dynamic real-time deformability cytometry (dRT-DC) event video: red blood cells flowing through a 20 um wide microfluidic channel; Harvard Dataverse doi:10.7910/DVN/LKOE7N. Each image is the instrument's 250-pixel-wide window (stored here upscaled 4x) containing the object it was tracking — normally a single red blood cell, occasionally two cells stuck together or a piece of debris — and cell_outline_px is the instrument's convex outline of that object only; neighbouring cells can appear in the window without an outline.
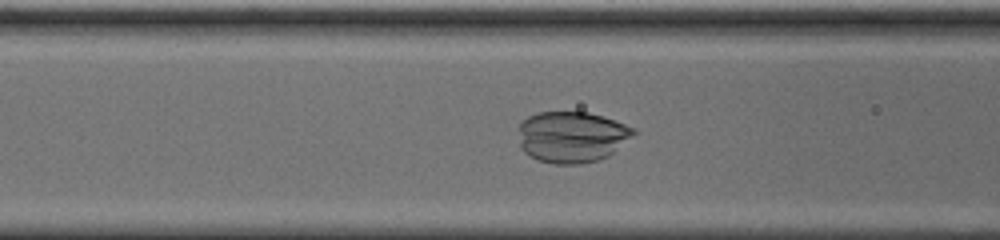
{"species": "common noctule bat (a hibernating species)", "species_latin": "Nyctalus noctula", "temperature_condition": "cold", "stored_images_in_passage": 45, "camera_frame_rate_fps": 3000, "um_per_image_px": 0.085, "animal": {"sex": "male", "body_mass_g": 20.0, "forearm_length_mm": 53.3}, "frame": {"image": 1, "passage_image": 20, "time_ms": 6.333, "image_size_px": [1000, 240], "cell_outline_px": [[636, 132], [632, 136], [608, 156], [596, 160], [580, 164], [556, 164], [536, 160], [524, 152], [520, 148], [520, 124], [528, 116], [536, 112], [588, 112], [636, 128]], "centroid_in_image_um": [48.58, 11.64], "position_along_channel_um": 118.0, "area_um2": 34.1}}
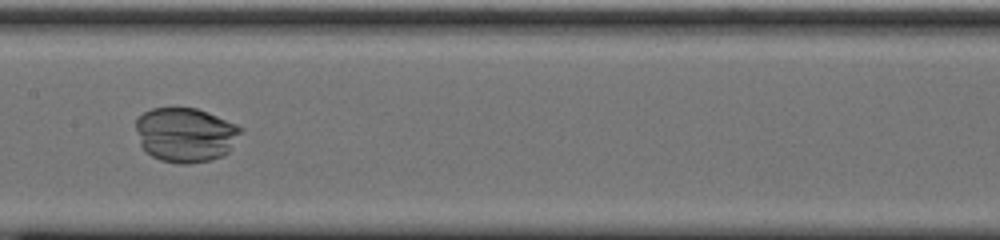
{"frame": {"image": 2, "passage_image": 26, "time_ms": 8.333, "image_size_px": [1000, 240], "cell_outline_px": [[244, 128], [228, 152], [224, 156], [212, 160], [188, 164], [180, 164], [160, 160], [152, 156], [140, 144], [136, 128], [136, 120], [144, 112], [152, 108], [196, 108], [236, 124]], "centroid_in_image_um": [15.78, 11.47], "position_along_channel_um": 191.6, "area_um2": 33.18}}
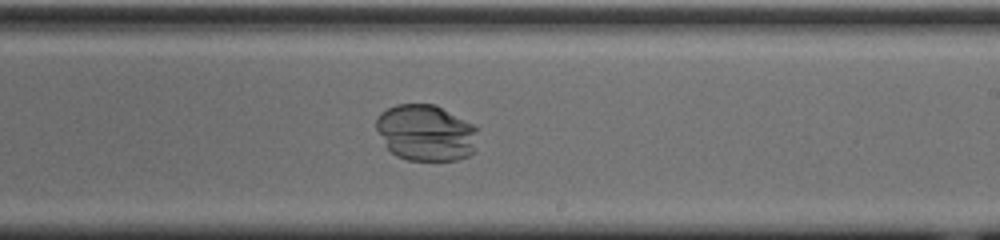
{"frame": {"image": 3, "passage_image": 31, "time_ms": 10.0, "image_size_px": [1000, 240], "cell_outline_px": [[480, 128], [476, 148], [468, 156], [456, 160], [408, 160], [396, 156], [384, 144], [376, 128], [376, 116], [380, 112], [396, 104], [436, 104], [476, 124]], "centroid_in_image_um": [36.25, 11.27], "position_along_channel_um": 252.7, "area_um2": 34.1}}